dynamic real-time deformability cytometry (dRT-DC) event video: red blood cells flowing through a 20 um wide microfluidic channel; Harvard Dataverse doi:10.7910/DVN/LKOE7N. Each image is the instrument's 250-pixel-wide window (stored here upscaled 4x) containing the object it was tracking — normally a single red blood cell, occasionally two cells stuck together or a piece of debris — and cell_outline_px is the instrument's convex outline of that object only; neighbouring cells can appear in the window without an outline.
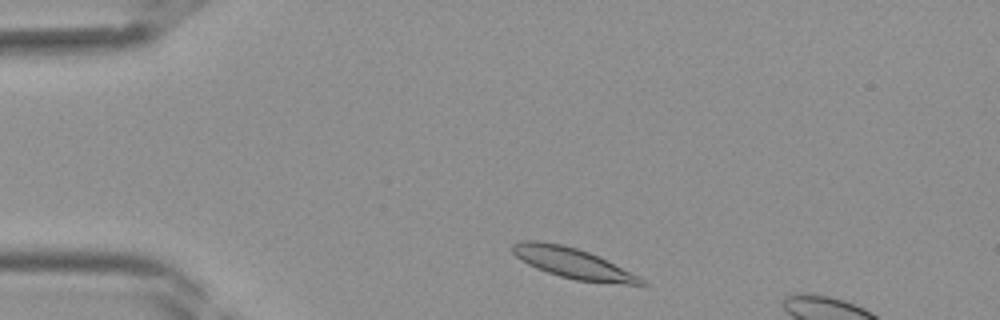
{"species": "Egyptian fruit bat (a non-hibernating species)", "species_latin": "Rousettus aegyptiacus", "temperature_condition": "room temperature", "stored_images_in_passage": 6, "camera_frame_rate_fps": 3000, "um_per_image_px": 0.085, "frame": {"image": 1, "passage_image": 2, "time_ms": 0.333, "image_size_px": [1000, 320], "cell_outline_px": [[648, 284], [628, 284], [576, 280], [560, 276], [536, 268], [528, 264], [516, 256], [508, 248], [512, 244], [520, 240], [540, 240], [564, 244], [588, 252], [640, 276]], "centroid_in_image_um": [48.6, 22.33], "position_along_channel_um": 36.4, "area_um2": 22.66}}